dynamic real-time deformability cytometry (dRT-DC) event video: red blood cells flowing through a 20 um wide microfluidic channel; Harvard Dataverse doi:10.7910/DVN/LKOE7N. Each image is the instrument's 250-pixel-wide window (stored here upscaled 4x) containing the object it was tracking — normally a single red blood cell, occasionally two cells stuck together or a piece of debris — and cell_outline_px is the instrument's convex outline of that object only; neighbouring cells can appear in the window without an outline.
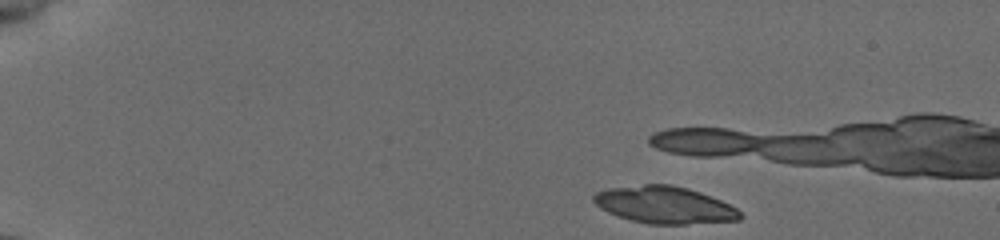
{"species": "common noctule bat (a hibernating species)", "species_latin": "Nyctalus noctula", "temperature_condition": "cold", "stored_images_in_passage": 40, "camera_frame_rate_fps": 3000, "um_per_image_px": 0.085, "animal": {"sex": "female", "body_mass_g": 19.5, "forearm_length_mm": 54.1}, "frame": {"image": 1, "passage_image": 1, "time_ms": 0.0, "image_size_px": [1000, 240], "cell_outline_px": [[744, 216], [740, 220], [684, 224], [648, 224], [632, 220], [608, 212], [600, 208], [592, 200], [592, 196], [596, 192], [608, 188], [644, 184], [672, 184], [688, 188], [700, 192], [720, 200], [736, 208]], "centroid_in_image_um": [56.48, 17.41], "position_along_channel_um": 28.5, "area_um2": 31.62}}